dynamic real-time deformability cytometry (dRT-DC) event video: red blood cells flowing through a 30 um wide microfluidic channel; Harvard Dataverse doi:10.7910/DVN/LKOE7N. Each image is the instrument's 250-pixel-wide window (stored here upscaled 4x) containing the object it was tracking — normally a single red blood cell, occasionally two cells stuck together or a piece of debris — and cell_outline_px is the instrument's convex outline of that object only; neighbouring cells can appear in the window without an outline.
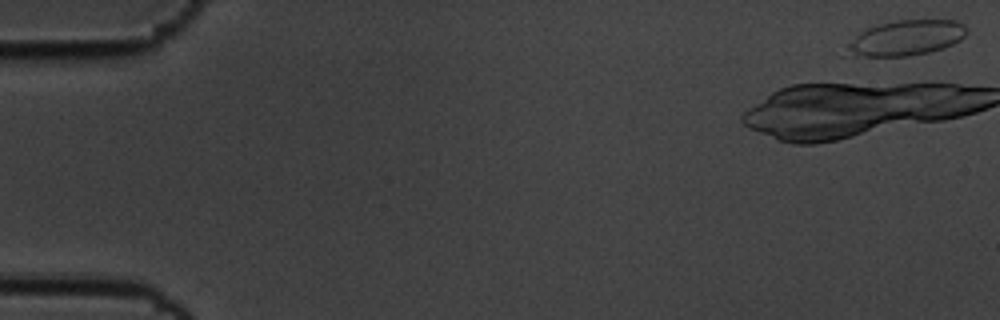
{"species": "common noctule bat (a hibernating species)", "species_latin": "Nyctalus noctula", "temperature_condition": "cold", "stored_images_in_passage": 21, "camera_frame_rate_fps": 3000, "um_per_image_px": 0.085, "animal": {"sex": "male", "body_mass_g": 19.5, "forearm_length_mm": 54.6}, "frame": {"image": 1, "passage_image": 1, "time_ms": 0.0, "image_size_px": [1000, 320], "cell_outline_px": [[964, 36], [960, 40], [944, 48], [928, 52], [908, 56], [840, 56], [844, 44], [860, 32], [868, 28], [880, 24], [900, 20], [956, 20], [964, 24]], "centroid_in_image_um": [76.88, 3.25], "position_along_channel_um": 8.1, "area_um2": 24.91}}